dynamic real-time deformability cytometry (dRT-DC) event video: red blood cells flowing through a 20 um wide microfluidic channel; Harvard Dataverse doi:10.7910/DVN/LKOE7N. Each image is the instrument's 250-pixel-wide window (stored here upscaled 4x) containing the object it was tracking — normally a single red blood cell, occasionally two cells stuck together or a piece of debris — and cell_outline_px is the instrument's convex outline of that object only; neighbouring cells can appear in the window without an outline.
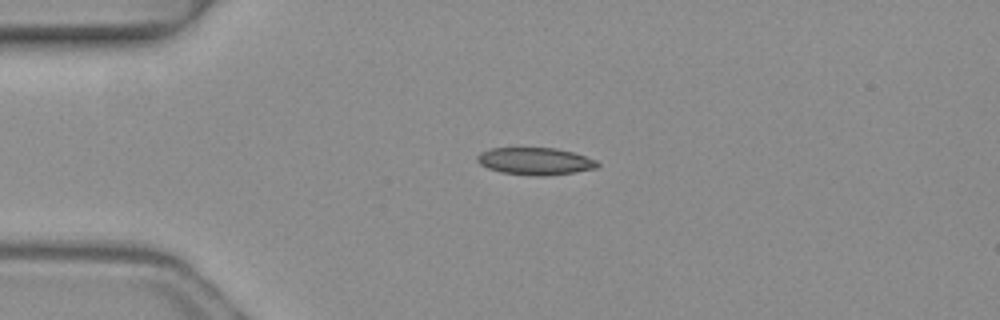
{"species": "common noctule bat (a hibernating species)", "species_latin": "Nyctalus noctula", "temperature_condition": "warm", "stored_images_in_passage": 4, "camera_frame_rate_fps": 3000, "um_per_image_px": 0.085, "animal": {"sex": "female", "body_mass_g": 19.3, "forearm_length_mm": 54.1}, "frame": {"image": 1, "passage_image": 3, "time_ms": 0.667, "image_size_px": [1000, 320], "cell_outline_px": [[600, 164], [596, 168], [572, 172], [544, 176], [536, 176], [500, 172], [488, 168], [480, 164], [476, 160], [476, 156], [480, 152], [492, 148], [556, 148], [572, 152], [596, 160]], "centroid_in_image_um": [45.45, 13.7], "position_along_channel_um": 39.5, "area_um2": 18.96}}